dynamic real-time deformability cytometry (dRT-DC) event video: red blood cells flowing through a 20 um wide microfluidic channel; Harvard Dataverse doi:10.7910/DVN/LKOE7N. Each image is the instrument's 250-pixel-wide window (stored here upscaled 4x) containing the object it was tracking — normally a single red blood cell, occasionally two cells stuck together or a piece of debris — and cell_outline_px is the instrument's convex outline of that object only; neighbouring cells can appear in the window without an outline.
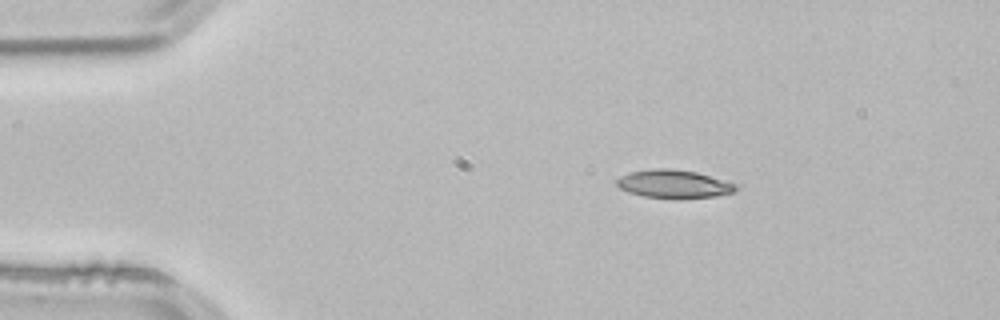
{"species": "common noctule bat (a hibernating species)", "species_latin": "Nyctalus noctula", "temperature_condition": "room temperature", "stored_images_in_passage": 45, "camera_frame_rate_fps": 3000, "um_per_image_px": 0.085, "animal": {"sex": "male", "body_mass_g": 21.5, "forearm_length_mm": 52.0}, "frame": {"image": 1, "passage_image": 1, "time_ms": 0.0, "image_size_px": [1000, 320], "cell_outline_px": [[736, 192], [716, 196], [680, 200], [672, 200], [644, 196], [628, 192], [620, 188], [616, 184], [616, 180], [620, 176], [632, 172], [656, 168], [668, 168], [696, 172], [736, 184]], "centroid_in_image_um": [57.27, 15.67], "position_along_channel_um": 27.7, "area_um2": 19.83}}
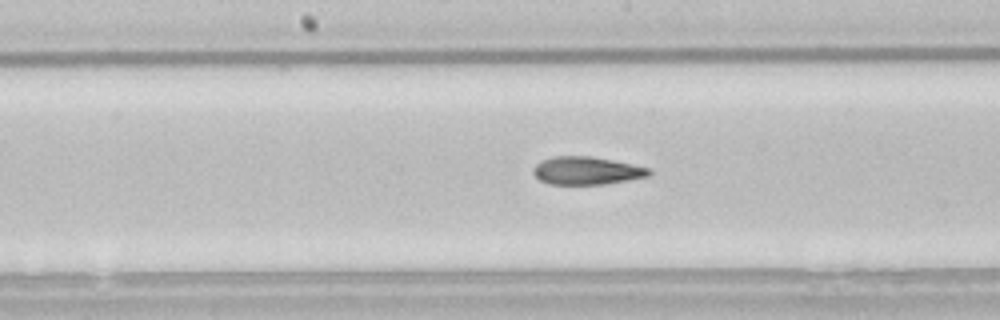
{"frame": {"image": 2, "passage_image": 19, "time_ms": 6.0, "image_size_px": [1000, 320], "cell_outline_px": [[652, 172], [648, 176], [628, 180], [604, 184], [548, 184], [540, 180], [532, 172], [532, 168], [540, 160], [552, 156], [592, 156], [632, 164], [648, 168]], "centroid_in_image_um": [49.82, 14.5], "position_along_channel_um": 198.4, "area_um2": 18.84}}
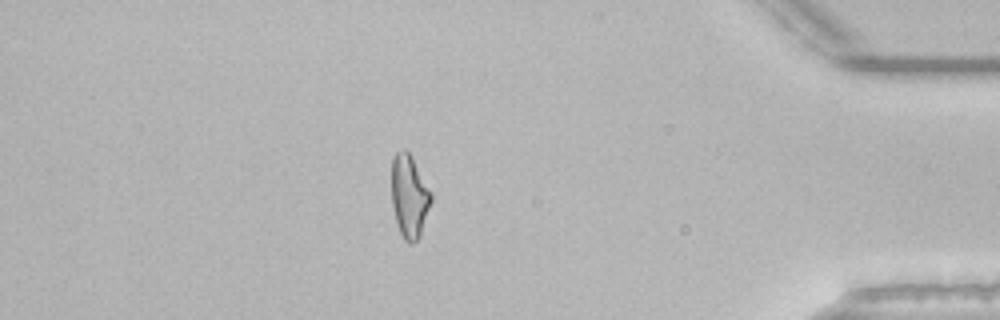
{"frame": {"image": 3, "passage_image": 38, "time_ms": 12.333, "image_size_px": [1000, 320], "cell_outline_px": [[432, 200], [420, 236], [412, 244], [408, 244], [404, 240], [396, 224], [392, 204], [392, 156], [400, 148], [404, 148], [412, 156], [432, 192]], "centroid_in_image_um": [34.79, 16.66], "position_along_channel_um": 400.4, "area_um2": 19.42}, "authors_computed_cell_mechanics": {"area_um2": 19.4208, "velocity_mm_per_s": 3.8418, "shape_relaxation_time_tau1_ms": 7.2354, "shape_relaxation_time_tau2_ms": 3.5787, "deformation_change_tau1": 0.2155, "deformation_change_tau2": 0.109}}